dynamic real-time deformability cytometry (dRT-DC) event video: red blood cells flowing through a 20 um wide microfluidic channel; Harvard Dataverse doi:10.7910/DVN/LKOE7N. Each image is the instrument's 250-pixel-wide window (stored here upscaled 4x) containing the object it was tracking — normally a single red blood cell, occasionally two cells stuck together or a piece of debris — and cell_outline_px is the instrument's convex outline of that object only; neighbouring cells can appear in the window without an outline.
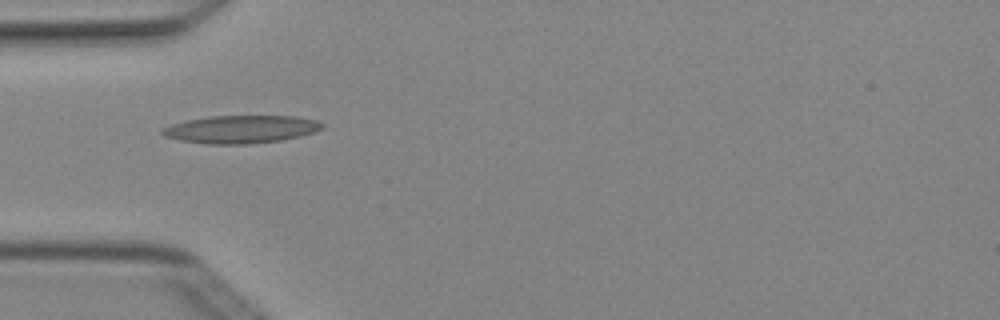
{"species": "Egyptian fruit bat (a non-hibernating species)", "species_latin": "Rousettus aegyptiacus", "temperature_condition": "cold", "stored_images_in_passage": 3, "camera_frame_rate_fps": 3000, "um_per_image_px": 0.085, "animal": {"sex": "female"}, "frame": {"image": 1, "passage_image": 2, "time_ms": 0.333, "image_size_px": [1000, 320], "cell_outline_px": [[324, 128], [316, 132], [300, 136], [280, 140], [248, 144], [208, 144], [180, 140], [164, 136], [160, 132], [160, 128], [172, 124], [188, 120], [212, 116], [296, 116], [316, 120], [324, 124]], "centroid_in_image_um": [20.5, 10.99], "position_along_channel_um": 64.5, "area_um2": 25.95}}
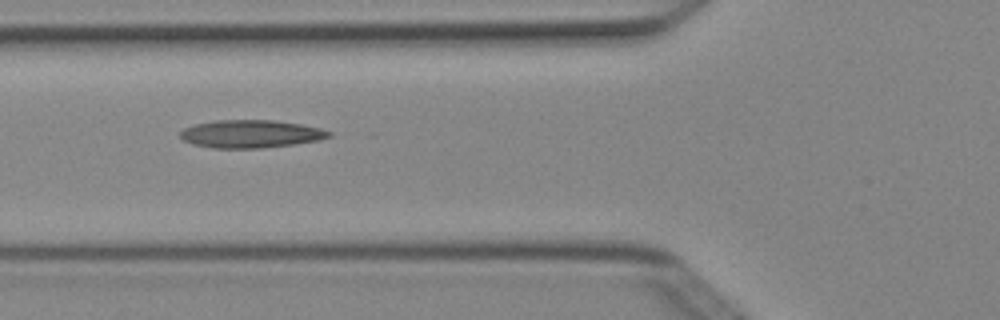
{"frame": {"image": 2, "passage_image": 3, "time_ms": 0.667, "image_size_px": [1000, 320], "cell_outline_px": [[332, 136], [320, 140], [292, 144], [260, 148], [212, 148], [192, 144], [184, 140], [180, 136], [180, 132], [184, 128], [196, 124], [216, 120], [272, 120], [300, 124], [320, 128], [332, 132]], "centroid_in_image_um": [21.32, 11.38], "position_along_channel_um": 104.5, "area_um2": 24.04}}